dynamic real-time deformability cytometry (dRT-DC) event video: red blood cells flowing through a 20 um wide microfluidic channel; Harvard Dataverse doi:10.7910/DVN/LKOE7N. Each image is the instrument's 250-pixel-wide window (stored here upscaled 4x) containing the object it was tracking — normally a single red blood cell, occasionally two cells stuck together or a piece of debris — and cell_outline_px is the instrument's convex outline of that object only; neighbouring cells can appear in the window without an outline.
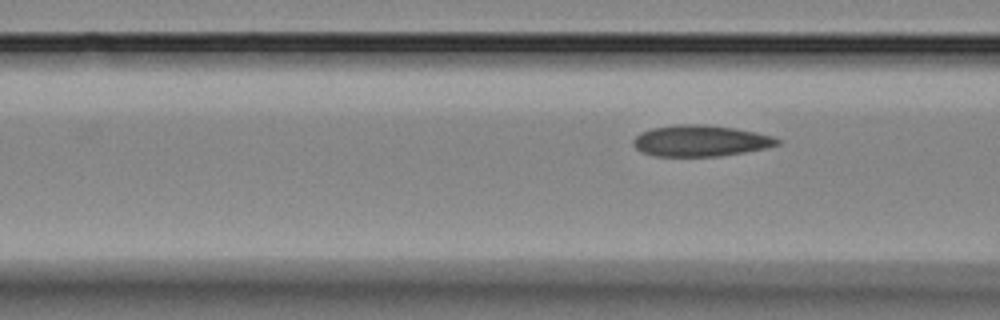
{"species": "Egyptian fruit bat (a non-hibernating species)", "species_latin": "Rousettus aegyptiacus", "temperature_condition": "room temperature", "stored_images_in_passage": 4, "camera_frame_rate_fps": 3000, "um_per_image_px": 0.085, "animal": {"sex": "female"}, "frame": {"image": 1, "passage_image": 4, "time_ms": 3.333, "image_size_px": [1000, 320], "cell_outline_px": [[780, 144], [764, 148], [744, 152], [720, 156], [656, 156], [640, 152], [636, 148], [632, 140], [640, 132], [652, 128], [676, 124], [704, 124], [736, 128], [756, 132], [772, 136], [780, 140]], "centroid_in_image_um": [59.52, 11.96], "position_along_channel_um": 107.1, "area_um2": 26.24}}